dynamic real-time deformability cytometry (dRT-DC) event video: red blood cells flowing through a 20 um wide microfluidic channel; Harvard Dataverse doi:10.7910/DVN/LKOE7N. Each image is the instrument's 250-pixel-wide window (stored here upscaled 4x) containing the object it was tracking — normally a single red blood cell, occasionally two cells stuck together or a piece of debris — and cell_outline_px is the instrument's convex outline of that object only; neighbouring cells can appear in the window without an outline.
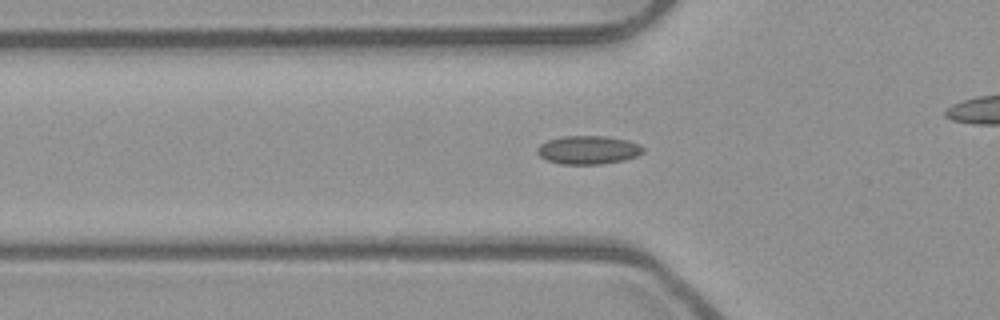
{"species": "common noctule bat (a hibernating species)", "species_latin": "Nyctalus noctula", "temperature_condition": "room temperature", "stored_images_in_passage": 35, "camera_frame_rate_fps": 3000, "um_per_image_px": 0.085, "animal": {"sex": "male", "body_mass_g": 23.1, "forearm_length_mm": 52.7}, "frame": {"image": 1, "passage_image": 8, "time_ms": 2.333, "image_size_px": [1000, 320], "cell_outline_px": [[644, 152], [636, 156], [624, 160], [600, 164], [560, 164], [548, 160], [540, 156], [536, 152], [536, 148], [540, 144], [548, 140], [560, 136], [604, 136], [628, 140], [640, 144], [644, 148]], "centroid_in_image_um": [49.99, 12.74], "position_along_channel_um": 75.8, "area_um2": 17.63}}
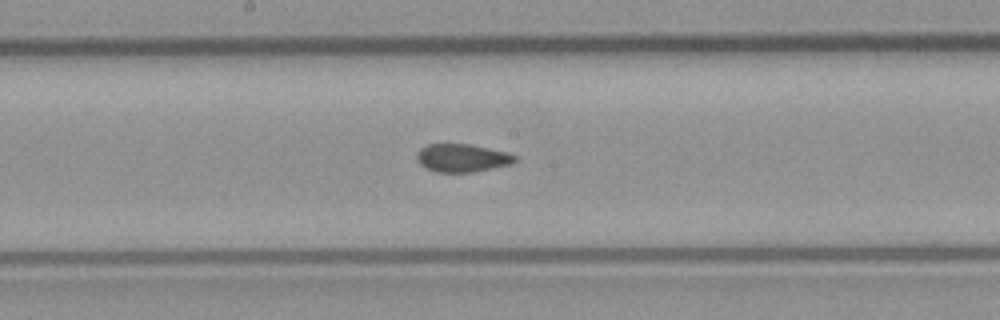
{"frame": {"image": 2, "passage_image": 18, "time_ms": 5.667, "image_size_px": [1000, 320], "cell_outline_px": [[516, 160], [508, 164], [472, 172], [436, 172], [420, 164], [416, 156], [420, 148], [428, 144], [468, 144], [508, 152], [516, 156]], "centroid_in_image_um": [39.25, 13.41], "position_along_channel_um": 208.9, "area_um2": 15.72}}
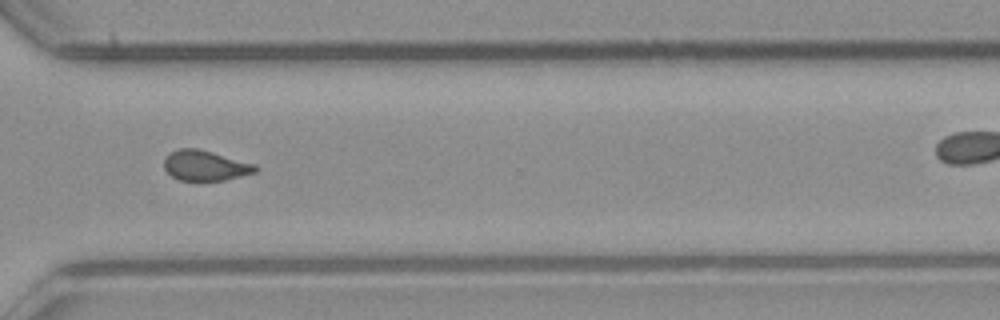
{"frame": {"image": 3, "passage_image": 29, "time_ms": 9.333, "image_size_px": [1000, 320], "cell_outline_px": [[260, 168], [256, 172], [224, 180], [180, 180], [172, 176], [164, 168], [164, 160], [172, 152], [180, 148], [196, 148], [212, 152], [256, 164]], "centroid_in_image_um": [17.48, 14.07], "position_along_channel_um": 353.1, "area_um2": 15.9}, "authors_computed_cell_mechanics": {"area_um2": 16.3574, "velocity_mm_per_s": 3.9424, "shape_relaxation_time_tau1_ms": null, "shape_relaxation_time_tau2_ms": 1.6304, "deformation_change_tau1": null, "deformation_change_tau2": 0.075}}